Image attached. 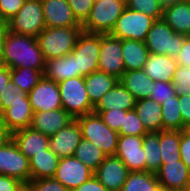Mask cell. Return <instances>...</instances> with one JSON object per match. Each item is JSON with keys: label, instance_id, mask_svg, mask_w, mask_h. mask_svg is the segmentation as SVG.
I'll return each instance as SVG.
<instances>
[{"label": "cell", "instance_id": "1", "mask_svg": "<svg viewBox=\"0 0 190 191\" xmlns=\"http://www.w3.org/2000/svg\"><path fill=\"white\" fill-rule=\"evenodd\" d=\"M45 61L35 37L6 31L2 43L0 65L10 69L24 67L44 69Z\"/></svg>", "mask_w": 190, "mask_h": 191}, {"label": "cell", "instance_id": "2", "mask_svg": "<svg viewBox=\"0 0 190 191\" xmlns=\"http://www.w3.org/2000/svg\"><path fill=\"white\" fill-rule=\"evenodd\" d=\"M82 27H46L37 37L46 61L72 53Z\"/></svg>", "mask_w": 190, "mask_h": 191}, {"label": "cell", "instance_id": "3", "mask_svg": "<svg viewBox=\"0 0 190 191\" xmlns=\"http://www.w3.org/2000/svg\"><path fill=\"white\" fill-rule=\"evenodd\" d=\"M82 138L98 146L106 156H114L117 151L119 133L107 126L96 113H90L76 118Z\"/></svg>", "mask_w": 190, "mask_h": 191}, {"label": "cell", "instance_id": "4", "mask_svg": "<svg viewBox=\"0 0 190 191\" xmlns=\"http://www.w3.org/2000/svg\"><path fill=\"white\" fill-rule=\"evenodd\" d=\"M125 7L124 0H95L89 17L82 24L83 31L96 34L111 33Z\"/></svg>", "mask_w": 190, "mask_h": 191}, {"label": "cell", "instance_id": "5", "mask_svg": "<svg viewBox=\"0 0 190 191\" xmlns=\"http://www.w3.org/2000/svg\"><path fill=\"white\" fill-rule=\"evenodd\" d=\"M186 37V35L175 33L161 18L153 22L144 43L149 53L176 58Z\"/></svg>", "mask_w": 190, "mask_h": 191}, {"label": "cell", "instance_id": "6", "mask_svg": "<svg viewBox=\"0 0 190 191\" xmlns=\"http://www.w3.org/2000/svg\"><path fill=\"white\" fill-rule=\"evenodd\" d=\"M62 107L75 119L93 113L83 76L66 79L58 83Z\"/></svg>", "mask_w": 190, "mask_h": 191}, {"label": "cell", "instance_id": "7", "mask_svg": "<svg viewBox=\"0 0 190 191\" xmlns=\"http://www.w3.org/2000/svg\"><path fill=\"white\" fill-rule=\"evenodd\" d=\"M6 26L11 32L36 38L46 28L41 0H26Z\"/></svg>", "mask_w": 190, "mask_h": 191}, {"label": "cell", "instance_id": "8", "mask_svg": "<svg viewBox=\"0 0 190 191\" xmlns=\"http://www.w3.org/2000/svg\"><path fill=\"white\" fill-rule=\"evenodd\" d=\"M154 21V18L126 6L110 34L120 40L133 39L145 42Z\"/></svg>", "mask_w": 190, "mask_h": 191}, {"label": "cell", "instance_id": "9", "mask_svg": "<svg viewBox=\"0 0 190 191\" xmlns=\"http://www.w3.org/2000/svg\"><path fill=\"white\" fill-rule=\"evenodd\" d=\"M76 57L78 76H88L98 71L100 34L82 31L72 51Z\"/></svg>", "mask_w": 190, "mask_h": 191}, {"label": "cell", "instance_id": "10", "mask_svg": "<svg viewBox=\"0 0 190 191\" xmlns=\"http://www.w3.org/2000/svg\"><path fill=\"white\" fill-rule=\"evenodd\" d=\"M0 175L12 177L21 182L31 180L29 159L20 152L12 138L0 146Z\"/></svg>", "mask_w": 190, "mask_h": 191}, {"label": "cell", "instance_id": "11", "mask_svg": "<svg viewBox=\"0 0 190 191\" xmlns=\"http://www.w3.org/2000/svg\"><path fill=\"white\" fill-rule=\"evenodd\" d=\"M98 70L120 79L125 72L122 40L108 34H100Z\"/></svg>", "mask_w": 190, "mask_h": 191}, {"label": "cell", "instance_id": "12", "mask_svg": "<svg viewBox=\"0 0 190 191\" xmlns=\"http://www.w3.org/2000/svg\"><path fill=\"white\" fill-rule=\"evenodd\" d=\"M94 171L84 165L75 156L60 158L54 178L69 191H73L88 181Z\"/></svg>", "mask_w": 190, "mask_h": 191}, {"label": "cell", "instance_id": "13", "mask_svg": "<svg viewBox=\"0 0 190 191\" xmlns=\"http://www.w3.org/2000/svg\"><path fill=\"white\" fill-rule=\"evenodd\" d=\"M115 156L121 159L130 172L146 171L143 136L119 135Z\"/></svg>", "mask_w": 190, "mask_h": 191}, {"label": "cell", "instance_id": "14", "mask_svg": "<svg viewBox=\"0 0 190 191\" xmlns=\"http://www.w3.org/2000/svg\"><path fill=\"white\" fill-rule=\"evenodd\" d=\"M28 97L34 112L63 108L58 83L44 77L30 91Z\"/></svg>", "mask_w": 190, "mask_h": 191}, {"label": "cell", "instance_id": "15", "mask_svg": "<svg viewBox=\"0 0 190 191\" xmlns=\"http://www.w3.org/2000/svg\"><path fill=\"white\" fill-rule=\"evenodd\" d=\"M129 172L121 159L114 155L106 156L94 175L107 190L121 191Z\"/></svg>", "mask_w": 190, "mask_h": 191}, {"label": "cell", "instance_id": "16", "mask_svg": "<svg viewBox=\"0 0 190 191\" xmlns=\"http://www.w3.org/2000/svg\"><path fill=\"white\" fill-rule=\"evenodd\" d=\"M155 175L165 191H185L190 183V170L181 160L162 163Z\"/></svg>", "mask_w": 190, "mask_h": 191}, {"label": "cell", "instance_id": "17", "mask_svg": "<svg viewBox=\"0 0 190 191\" xmlns=\"http://www.w3.org/2000/svg\"><path fill=\"white\" fill-rule=\"evenodd\" d=\"M46 27H82L67 0H41Z\"/></svg>", "mask_w": 190, "mask_h": 191}, {"label": "cell", "instance_id": "18", "mask_svg": "<svg viewBox=\"0 0 190 191\" xmlns=\"http://www.w3.org/2000/svg\"><path fill=\"white\" fill-rule=\"evenodd\" d=\"M81 139V127L75 119L68 126L49 137V146L59 158L71 157L74 156Z\"/></svg>", "mask_w": 190, "mask_h": 191}, {"label": "cell", "instance_id": "19", "mask_svg": "<svg viewBox=\"0 0 190 191\" xmlns=\"http://www.w3.org/2000/svg\"><path fill=\"white\" fill-rule=\"evenodd\" d=\"M74 120L75 118L63 108L51 111H38L34 112L30 127L50 137Z\"/></svg>", "mask_w": 190, "mask_h": 191}, {"label": "cell", "instance_id": "20", "mask_svg": "<svg viewBox=\"0 0 190 191\" xmlns=\"http://www.w3.org/2000/svg\"><path fill=\"white\" fill-rule=\"evenodd\" d=\"M34 111L32 110L29 97L17 99L10 104L1 114V119L6 128L14 133L31 126Z\"/></svg>", "mask_w": 190, "mask_h": 191}, {"label": "cell", "instance_id": "21", "mask_svg": "<svg viewBox=\"0 0 190 191\" xmlns=\"http://www.w3.org/2000/svg\"><path fill=\"white\" fill-rule=\"evenodd\" d=\"M136 104L134 96L121 84L117 82L116 85L108 91L98 103L94 106L93 112L100 114L107 110H133Z\"/></svg>", "mask_w": 190, "mask_h": 191}, {"label": "cell", "instance_id": "22", "mask_svg": "<svg viewBox=\"0 0 190 191\" xmlns=\"http://www.w3.org/2000/svg\"><path fill=\"white\" fill-rule=\"evenodd\" d=\"M12 139L18 146L20 152L28 159L49 149V136L27 127L12 133Z\"/></svg>", "mask_w": 190, "mask_h": 191}, {"label": "cell", "instance_id": "23", "mask_svg": "<svg viewBox=\"0 0 190 191\" xmlns=\"http://www.w3.org/2000/svg\"><path fill=\"white\" fill-rule=\"evenodd\" d=\"M162 19L175 32L190 36V3L184 0L163 6Z\"/></svg>", "mask_w": 190, "mask_h": 191}, {"label": "cell", "instance_id": "24", "mask_svg": "<svg viewBox=\"0 0 190 191\" xmlns=\"http://www.w3.org/2000/svg\"><path fill=\"white\" fill-rule=\"evenodd\" d=\"M177 67L176 58L150 53L143 70L154 82H172Z\"/></svg>", "mask_w": 190, "mask_h": 191}, {"label": "cell", "instance_id": "25", "mask_svg": "<svg viewBox=\"0 0 190 191\" xmlns=\"http://www.w3.org/2000/svg\"><path fill=\"white\" fill-rule=\"evenodd\" d=\"M43 77L56 83L78 77L76 57L74 54L69 53L63 57L45 61Z\"/></svg>", "mask_w": 190, "mask_h": 191}, {"label": "cell", "instance_id": "26", "mask_svg": "<svg viewBox=\"0 0 190 191\" xmlns=\"http://www.w3.org/2000/svg\"><path fill=\"white\" fill-rule=\"evenodd\" d=\"M119 82L136 100L149 98L154 87V81L150 79L143 69L125 71Z\"/></svg>", "mask_w": 190, "mask_h": 191}, {"label": "cell", "instance_id": "27", "mask_svg": "<svg viewBox=\"0 0 190 191\" xmlns=\"http://www.w3.org/2000/svg\"><path fill=\"white\" fill-rule=\"evenodd\" d=\"M60 158L49 148L29 159L31 180L54 178Z\"/></svg>", "mask_w": 190, "mask_h": 191}, {"label": "cell", "instance_id": "28", "mask_svg": "<svg viewBox=\"0 0 190 191\" xmlns=\"http://www.w3.org/2000/svg\"><path fill=\"white\" fill-rule=\"evenodd\" d=\"M119 81L115 76L95 71L84 77L86 91L93 106Z\"/></svg>", "mask_w": 190, "mask_h": 191}, {"label": "cell", "instance_id": "29", "mask_svg": "<svg viewBox=\"0 0 190 191\" xmlns=\"http://www.w3.org/2000/svg\"><path fill=\"white\" fill-rule=\"evenodd\" d=\"M134 110L148 132L162 131L161 104L149 98L139 99L136 100Z\"/></svg>", "mask_w": 190, "mask_h": 191}, {"label": "cell", "instance_id": "30", "mask_svg": "<svg viewBox=\"0 0 190 191\" xmlns=\"http://www.w3.org/2000/svg\"><path fill=\"white\" fill-rule=\"evenodd\" d=\"M122 54L125 71H130L143 69L150 53L144 42L127 39L122 40Z\"/></svg>", "mask_w": 190, "mask_h": 191}, {"label": "cell", "instance_id": "31", "mask_svg": "<svg viewBox=\"0 0 190 191\" xmlns=\"http://www.w3.org/2000/svg\"><path fill=\"white\" fill-rule=\"evenodd\" d=\"M143 149L146 162V171L156 173L162 165L160 151V131L147 132L143 136Z\"/></svg>", "mask_w": 190, "mask_h": 191}, {"label": "cell", "instance_id": "32", "mask_svg": "<svg viewBox=\"0 0 190 191\" xmlns=\"http://www.w3.org/2000/svg\"><path fill=\"white\" fill-rule=\"evenodd\" d=\"M160 184L155 173L147 171L129 172L121 191H158Z\"/></svg>", "mask_w": 190, "mask_h": 191}, {"label": "cell", "instance_id": "33", "mask_svg": "<svg viewBox=\"0 0 190 191\" xmlns=\"http://www.w3.org/2000/svg\"><path fill=\"white\" fill-rule=\"evenodd\" d=\"M181 131H160V151L162 163L180 161Z\"/></svg>", "mask_w": 190, "mask_h": 191}, {"label": "cell", "instance_id": "34", "mask_svg": "<svg viewBox=\"0 0 190 191\" xmlns=\"http://www.w3.org/2000/svg\"><path fill=\"white\" fill-rule=\"evenodd\" d=\"M74 156L93 171L98 168L106 157L98 146L84 138L76 147Z\"/></svg>", "mask_w": 190, "mask_h": 191}, {"label": "cell", "instance_id": "35", "mask_svg": "<svg viewBox=\"0 0 190 191\" xmlns=\"http://www.w3.org/2000/svg\"><path fill=\"white\" fill-rule=\"evenodd\" d=\"M162 130L182 131L183 121L178 95L161 104Z\"/></svg>", "mask_w": 190, "mask_h": 191}, {"label": "cell", "instance_id": "36", "mask_svg": "<svg viewBox=\"0 0 190 191\" xmlns=\"http://www.w3.org/2000/svg\"><path fill=\"white\" fill-rule=\"evenodd\" d=\"M44 69L29 67L11 69V82L29 94L43 77Z\"/></svg>", "mask_w": 190, "mask_h": 191}, {"label": "cell", "instance_id": "37", "mask_svg": "<svg viewBox=\"0 0 190 191\" xmlns=\"http://www.w3.org/2000/svg\"><path fill=\"white\" fill-rule=\"evenodd\" d=\"M126 6L155 20L162 18L163 5L160 0H128Z\"/></svg>", "mask_w": 190, "mask_h": 191}, {"label": "cell", "instance_id": "38", "mask_svg": "<svg viewBox=\"0 0 190 191\" xmlns=\"http://www.w3.org/2000/svg\"><path fill=\"white\" fill-rule=\"evenodd\" d=\"M147 132L136 111H127L119 135L144 136Z\"/></svg>", "mask_w": 190, "mask_h": 191}, {"label": "cell", "instance_id": "39", "mask_svg": "<svg viewBox=\"0 0 190 191\" xmlns=\"http://www.w3.org/2000/svg\"><path fill=\"white\" fill-rule=\"evenodd\" d=\"M28 94L23 92L20 87L13 84L11 81L5 86V88L0 92V114L7 108L10 104L17 99H26Z\"/></svg>", "mask_w": 190, "mask_h": 191}, {"label": "cell", "instance_id": "40", "mask_svg": "<svg viewBox=\"0 0 190 191\" xmlns=\"http://www.w3.org/2000/svg\"><path fill=\"white\" fill-rule=\"evenodd\" d=\"M172 83L176 95L190 94V67L178 65L173 75Z\"/></svg>", "mask_w": 190, "mask_h": 191}, {"label": "cell", "instance_id": "41", "mask_svg": "<svg viewBox=\"0 0 190 191\" xmlns=\"http://www.w3.org/2000/svg\"><path fill=\"white\" fill-rule=\"evenodd\" d=\"M174 96H176V92L172 82L155 81L154 87L149 95V99L155 100L157 103L162 104Z\"/></svg>", "mask_w": 190, "mask_h": 191}, {"label": "cell", "instance_id": "42", "mask_svg": "<svg viewBox=\"0 0 190 191\" xmlns=\"http://www.w3.org/2000/svg\"><path fill=\"white\" fill-rule=\"evenodd\" d=\"M76 19L83 24L90 15L95 0H67Z\"/></svg>", "mask_w": 190, "mask_h": 191}, {"label": "cell", "instance_id": "43", "mask_svg": "<svg viewBox=\"0 0 190 191\" xmlns=\"http://www.w3.org/2000/svg\"><path fill=\"white\" fill-rule=\"evenodd\" d=\"M127 111L125 110H107L102 111L99 116L102 118L103 122L109 126L112 130L120 132L121 125L124 121V116H126Z\"/></svg>", "mask_w": 190, "mask_h": 191}, {"label": "cell", "instance_id": "44", "mask_svg": "<svg viewBox=\"0 0 190 191\" xmlns=\"http://www.w3.org/2000/svg\"><path fill=\"white\" fill-rule=\"evenodd\" d=\"M26 0H0V20L8 22L24 5Z\"/></svg>", "mask_w": 190, "mask_h": 191}, {"label": "cell", "instance_id": "45", "mask_svg": "<svg viewBox=\"0 0 190 191\" xmlns=\"http://www.w3.org/2000/svg\"><path fill=\"white\" fill-rule=\"evenodd\" d=\"M32 191H69L55 178H43L29 181Z\"/></svg>", "mask_w": 190, "mask_h": 191}, {"label": "cell", "instance_id": "46", "mask_svg": "<svg viewBox=\"0 0 190 191\" xmlns=\"http://www.w3.org/2000/svg\"><path fill=\"white\" fill-rule=\"evenodd\" d=\"M180 156L181 161L190 170V130L184 129L181 131V142H180Z\"/></svg>", "mask_w": 190, "mask_h": 191}, {"label": "cell", "instance_id": "47", "mask_svg": "<svg viewBox=\"0 0 190 191\" xmlns=\"http://www.w3.org/2000/svg\"><path fill=\"white\" fill-rule=\"evenodd\" d=\"M179 106L183 121V130L190 127V94L179 95Z\"/></svg>", "mask_w": 190, "mask_h": 191}, {"label": "cell", "instance_id": "48", "mask_svg": "<svg viewBox=\"0 0 190 191\" xmlns=\"http://www.w3.org/2000/svg\"><path fill=\"white\" fill-rule=\"evenodd\" d=\"M176 61L180 66H189L190 67V36H187L185 42L179 52V55L176 57Z\"/></svg>", "mask_w": 190, "mask_h": 191}, {"label": "cell", "instance_id": "49", "mask_svg": "<svg viewBox=\"0 0 190 191\" xmlns=\"http://www.w3.org/2000/svg\"><path fill=\"white\" fill-rule=\"evenodd\" d=\"M73 191H109L100 181L93 175L88 181H85L81 186Z\"/></svg>", "mask_w": 190, "mask_h": 191}, {"label": "cell", "instance_id": "50", "mask_svg": "<svg viewBox=\"0 0 190 191\" xmlns=\"http://www.w3.org/2000/svg\"><path fill=\"white\" fill-rule=\"evenodd\" d=\"M21 183L18 179L0 175V191H16Z\"/></svg>", "mask_w": 190, "mask_h": 191}, {"label": "cell", "instance_id": "51", "mask_svg": "<svg viewBox=\"0 0 190 191\" xmlns=\"http://www.w3.org/2000/svg\"><path fill=\"white\" fill-rule=\"evenodd\" d=\"M11 81V69L7 66L0 65V92Z\"/></svg>", "mask_w": 190, "mask_h": 191}, {"label": "cell", "instance_id": "52", "mask_svg": "<svg viewBox=\"0 0 190 191\" xmlns=\"http://www.w3.org/2000/svg\"><path fill=\"white\" fill-rule=\"evenodd\" d=\"M12 138V133L3 124L0 116V146L7 143Z\"/></svg>", "mask_w": 190, "mask_h": 191}, {"label": "cell", "instance_id": "53", "mask_svg": "<svg viewBox=\"0 0 190 191\" xmlns=\"http://www.w3.org/2000/svg\"><path fill=\"white\" fill-rule=\"evenodd\" d=\"M6 31H7L6 23L0 20V59H1L2 43H3L4 36L6 34Z\"/></svg>", "mask_w": 190, "mask_h": 191}, {"label": "cell", "instance_id": "54", "mask_svg": "<svg viewBox=\"0 0 190 191\" xmlns=\"http://www.w3.org/2000/svg\"><path fill=\"white\" fill-rule=\"evenodd\" d=\"M16 191H32V186L30 182H22Z\"/></svg>", "mask_w": 190, "mask_h": 191}, {"label": "cell", "instance_id": "55", "mask_svg": "<svg viewBox=\"0 0 190 191\" xmlns=\"http://www.w3.org/2000/svg\"><path fill=\"white\" fill-rule=\"evenodd\" d=\"M160 1H161L162 5L165 6V5H168V4L178 2L180 0H160Z\"/></svg>", "mask_w": 190, "mask_h": 191}, {"label": "cell", "instance_id": "56", "mask_svg": "<svg viewBox=\"0 0 190 191\" xmlns=\"http://www.w3.org/2000/svg\"><path fill=\"white\" fill-rule=\"evenodd\" d=\"M185 191H190V183L188 184V186H187Z\"/></svg>", "mask_w": 190, "mask_h": 191}]
</instances>
